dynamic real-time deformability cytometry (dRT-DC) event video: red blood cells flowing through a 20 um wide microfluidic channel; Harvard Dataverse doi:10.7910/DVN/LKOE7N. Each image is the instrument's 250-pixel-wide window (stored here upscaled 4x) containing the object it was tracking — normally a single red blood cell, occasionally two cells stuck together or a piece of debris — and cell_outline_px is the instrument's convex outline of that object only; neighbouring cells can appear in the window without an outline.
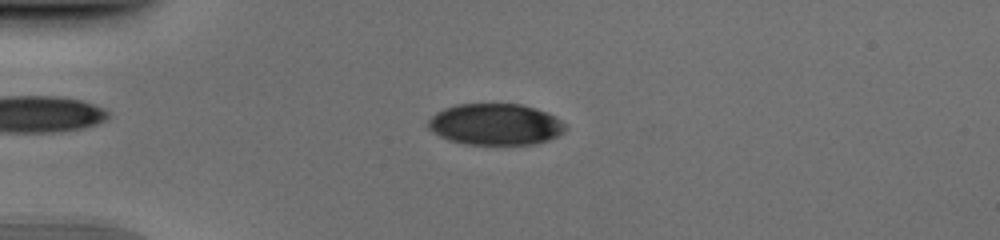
{"species": "human", "species_latin": "Homo sapiens", "temperature_condition": "cold", "stored_images_in_passage": 47, "camera_frame_rate_fps": 3000, "um_per_image_px": 0.085, "donor": {"sex": "male"}, "frame": {"image": 1, "passage_image": 14, "time_ms": 4.333, "image_size_px": [1000, 240], "cell_outline_px": [[568, 128], [564, 132], [548, 140], [536, 144], [464, 144], [448, 140], [432, 132], [428, 128], [428, 120], [436, 112], [444, 108], [456, 104], [520, 104], [536, 108], [548, 112], [556, 116], [568, 124]], "centroid_in_image_um": [42.14, 10.56], "position_along_channel_um": 42.9, "area_um2": 33.47}}
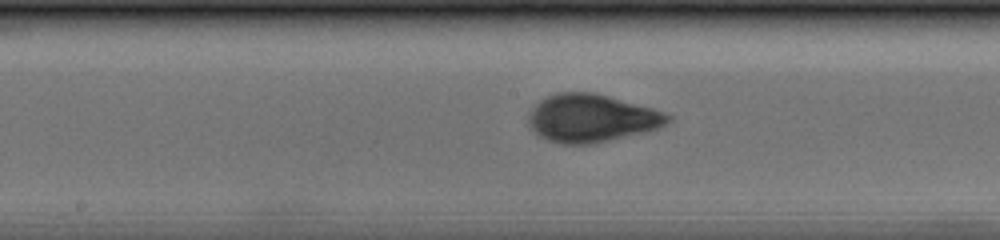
{"frame": {"image": 2, "passage_image": 28, "time_ms": 9.0, "image_size_px": [1000, 240], "cell_outline_px": [[672, 120], [656, 128], [644, 132], [592, 144], [560, 144], [548, 140], [540, 136], [528, 124], [528, 112], [540, 100], [556, 92], [592, 92], [608, 96], [652, 108], [664, 112], [672, 116]], "centroid_in_image_um": [50.25, 10.04], "position_along_channel_um": 198.0, "area_um2": 38.67}}
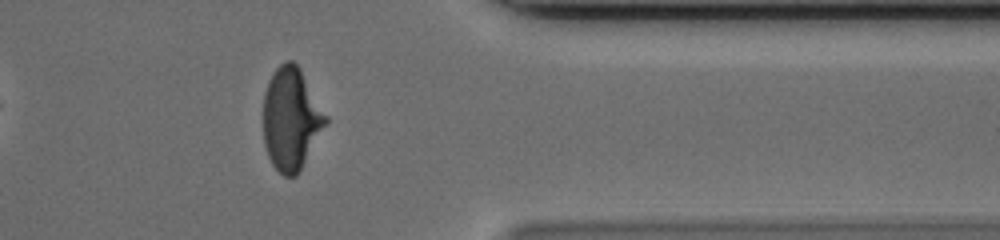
{"frame": {"image": 3, "passage_image": 43, "time_ms": 14.0, "image_size_px": [1000, 240], "cell_outline_px": [[328, 124], [300, 172], [296, 176], [284, 176], [272, 164], [268, 156], [264, 144], [264, 92], [268, 80], [272, 72], [284, 60], [292, 60], [300, 68], [328, 116]], "centroid_in_image_um": [24.77, 10.1], "position_along_channel_um": 386.6, "area_um2": 37.74}}